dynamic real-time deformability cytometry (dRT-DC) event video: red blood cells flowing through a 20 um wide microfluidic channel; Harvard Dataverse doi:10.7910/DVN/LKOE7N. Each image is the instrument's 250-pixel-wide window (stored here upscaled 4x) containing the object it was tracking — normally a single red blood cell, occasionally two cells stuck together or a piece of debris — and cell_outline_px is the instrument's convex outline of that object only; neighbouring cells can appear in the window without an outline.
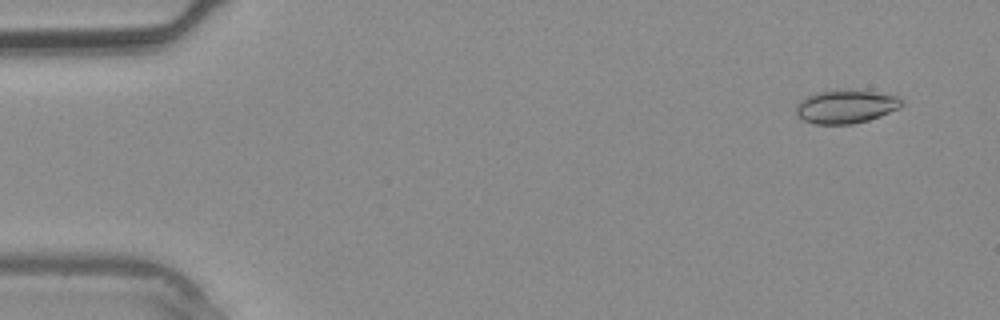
{"species": "common noctule bat (a hibernating species)", "species_latin": "Nyctalus noctula", "temperature_condition": "warm", "stored_images_in_passage": 39, "camera_frame_rate_fps": 3000, "um_per_image_px": 0.085, "animal": {"sex": "male", "body_mass_g": 20.4}, "frame": {"image": 1, "passage_image": 3, "time_ms": 0.667, "image_size_px": [1000, 320], "cell_outline_px": [[900, 108], [880, 116], [868, 120], [852, 124], [816, 124], [804, 120], [796, 116], [796, 104], [800, 100], [816, 92], [872, 92], [896, 96], [900, 100]], "centroid_in_image_um": [71.84, 9.11], "position_along_channel_um": 13.2, "area_um2": 19.77}}
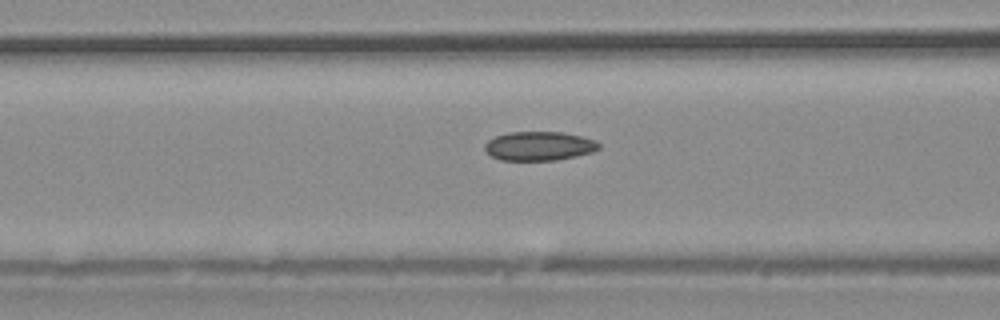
{"frame": {"image": 2, "passage_image": 16, "time_ms": 5.0, "image_size_px": [1000, 320], "cell_outline_px": [[600, 148], [592, 152], [576, 156], [556, 160], [500, 160], [492, 156], [484, 148], [484, 144], [488, 140], [496, 136], [508, 132], [560, 132], [580, 136], [596, 140], [600, 144]], "centroid_in_image_um": [45.83, 12.41], "position_along_channel_um": 120.8, "area_um2": 19.25}}
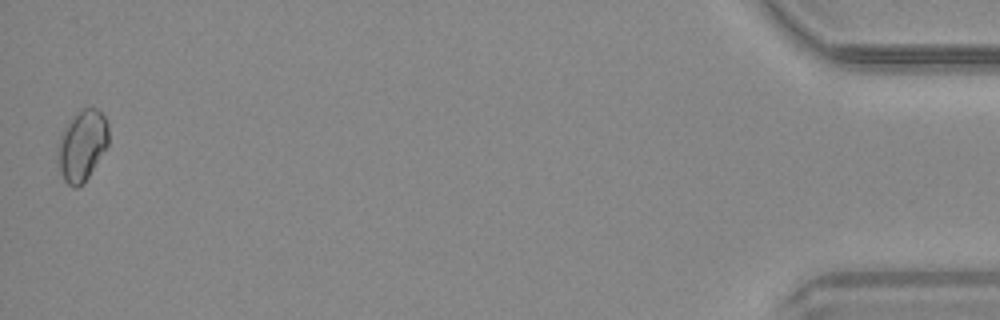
{"frame": {"image": 3, "passage_image": 39, "time_ms": 12.667, "image_size_px": [1000, 320], "cell_outline_px": [[108, 144], [84, 184], [76, 188], [68, 184], [64, 180], [60, 172], [56, 160], [56, 144], [64, 128], [72, 116], [76, 112], [84, 108], [96, 108], [108, 120]], "centroid_in_image_um": [6.94, 12.37], "position_along_channel_um": 428.3, "area_um2": 21.27}}